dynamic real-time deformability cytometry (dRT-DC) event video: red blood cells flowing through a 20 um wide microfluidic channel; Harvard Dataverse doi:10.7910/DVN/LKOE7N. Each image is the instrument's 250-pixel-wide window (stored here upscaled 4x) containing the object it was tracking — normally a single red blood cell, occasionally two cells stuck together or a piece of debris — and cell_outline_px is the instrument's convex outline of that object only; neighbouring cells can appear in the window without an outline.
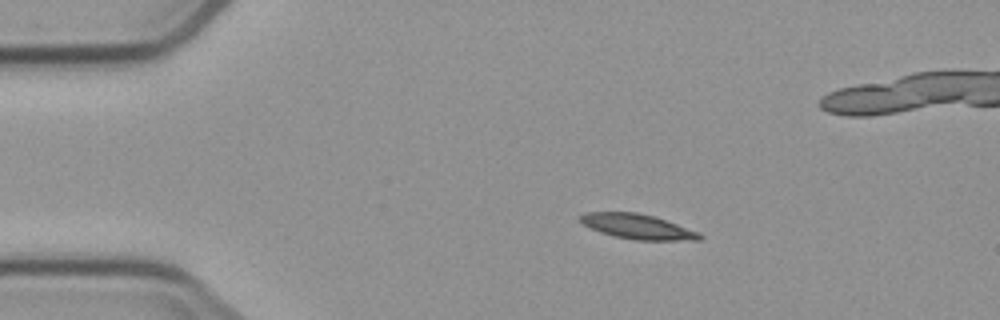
{"species": "common noctule bat (a hibernating species)", "species_latin": "Nyctalus noctula", "temperature_condition": "cold", "stored_images_in_passage": 10, "segment_of_instrument_passage": [1, 2], "camera_frame_rate_fps": 3000, "um_per_image_px": 0.085, "animal": {"sex": "male", "body_mass_g": 23.1, "forearm_length_mm": 52.7}, "frame": {"image": 1, "passage_image": 4, "time_ms": 3.333, "image_size_px": [1000, 320], "cell_outline_px": [[704, 236], [700, 240], [632, 240], [612, 236], [600, 232], [576, 220], [576, 216], [584, 212], [636, 212], [652, 216], [700, 232]], "centroid_in_image_um": [54.13, 19.26], "position_along_channel_um": 30.9, "area_um2": 17.46}}
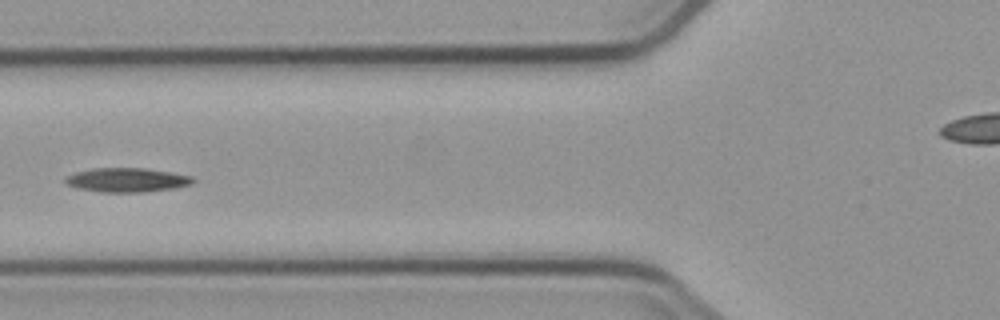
{"frame": {"image": 2, "passage_image": 7, "time_ms": 7.0, "image_size_px": [1000, 320], "cell_outline_px": [[196, 180], [192, 184], [176, 188], [148, 192], [100, 192], [76, 188], [68, 184], [64, 180], [64, 176], [76, 172], [92, 168], [144, 168], [172, 172], [192, 176]], "centroid_in_image_um": [10.81, 15.3], "position_along_channel_um": 115.0, "area_um2": 18.21}}
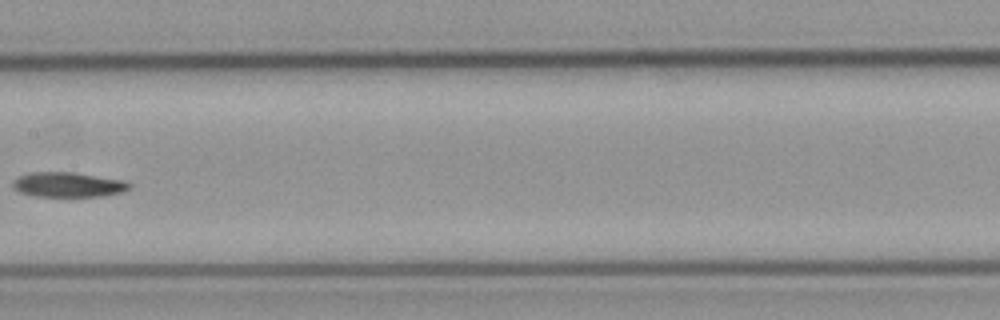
{"frame": {"image": 3, "passage_image": 9, "time_ms": 9.333, "image_size_px": [1000, 320], "cell_outline_px": [[132, 188], [124, 192], [104, 196], [36, 196], [20, 192], [12, 188], [12, 180], [20, 176], [32, 172], [72, 172], [128, 180], [132, 184]], "centroid_in_image_um": [5.86, 15.69], "position_along_channel_um": 201.5, "area_um2": 17.17}}